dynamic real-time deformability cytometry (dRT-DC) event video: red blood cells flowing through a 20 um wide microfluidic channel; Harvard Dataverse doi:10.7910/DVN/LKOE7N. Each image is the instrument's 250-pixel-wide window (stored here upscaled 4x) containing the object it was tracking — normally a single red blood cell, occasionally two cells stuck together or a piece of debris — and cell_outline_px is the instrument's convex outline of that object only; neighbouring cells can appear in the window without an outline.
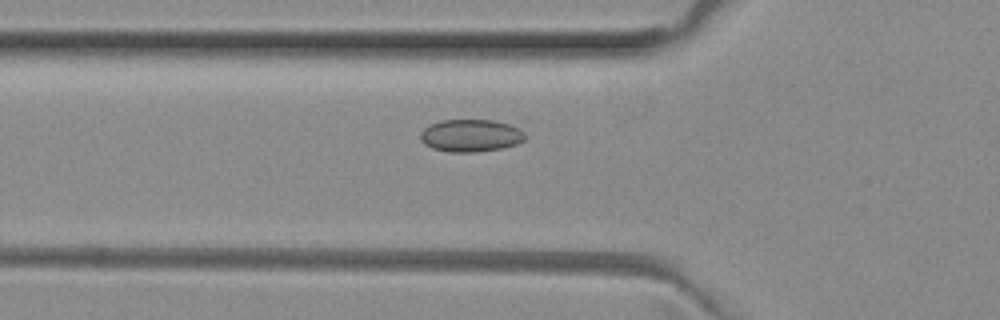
{"species": "common noctule bat (a hibernating species)", "species_latin": "Nyctalus noctula", "temperature_condition": "room temperature", "stored_images_in_passage": 26, "camera_frame_rate_fps": 3000, "um_per_image_px": 0.085, "animal": {"sex": "female", "body_mass_g": 29.2, "forearm_length_mm": 56.3}, "frame": {"image": 1, "passage_image": 3, "time_ms": 0.667, "image_size_px": [1000, 320], "cell_outline_px": [[528, 136], [524, 140], [516, 144], [504, 148], [476, 152], [448, 152], [432, 148], [424, 144], [420, 140], [420, 132], [424, 128], [440, 120], [492, 120], [516, 124]], "centroid_in_image_um": [40.06, 11.52], "position_along_channel_um": 85.7, "area_um2": 20.23}}
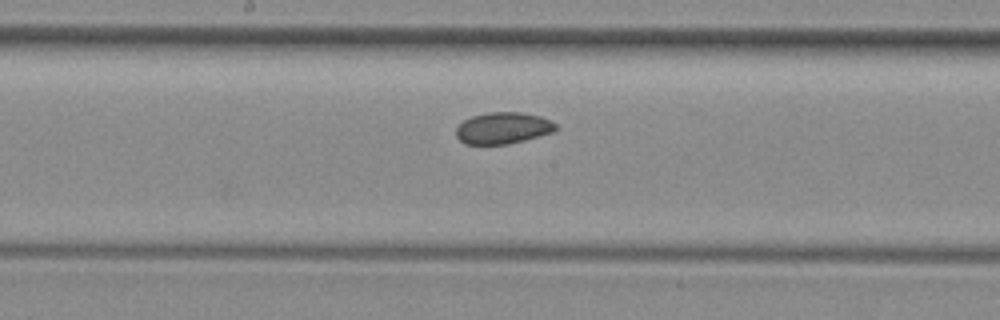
{"frame": {"image": 2, "passage_image": 12, "time_ms": 3.667, "image_size_px": [1000, 320], "cell_outline_px": [[556, 128], [552, 132], [524, 140], [508, 144], [464, 144], [456, 136], [456, 128], [464, 120], [472, 116], [488, 112], [520, 112], [540, 116], [556, 124]], "centroid_in_image_um": [42.72, 10.88], "position_along_channel_um": 205.5, "area_um2": 18.15}}
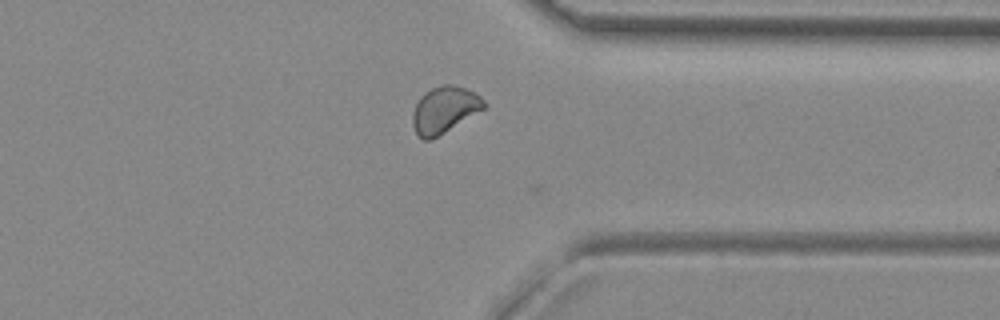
{"frame": {"image": 3, "passage_image": 25, "time_ms": 8.0, "image_size_px": [1000, 320], "cell_outline_px": [[488, 104], [484, 108], [444, 132], [428, 140], [424, 140], [416, 132], [412, 124], [412, 116], [416, 104], [420, 96], [424, 92], [432, 88], [444, 84], [452, 84], [476, 92]], "centroid_in_image_um": [37.77, 9.3], "position_along_channel_um": 373.6, "area_um2": 19.02}}